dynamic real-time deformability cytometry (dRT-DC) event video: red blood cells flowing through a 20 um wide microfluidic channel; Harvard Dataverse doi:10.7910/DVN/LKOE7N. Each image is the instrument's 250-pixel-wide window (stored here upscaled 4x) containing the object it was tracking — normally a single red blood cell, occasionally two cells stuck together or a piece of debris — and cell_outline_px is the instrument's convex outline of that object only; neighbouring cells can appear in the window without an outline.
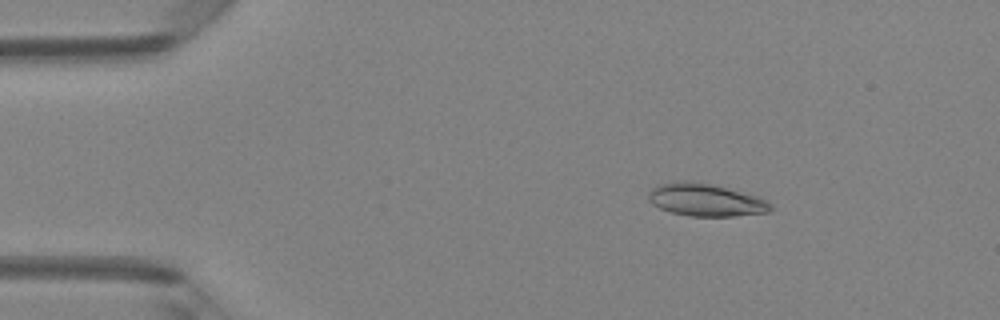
{"species": "Egyptian fruit bat (a non-hibernating species)", "species_latin": "Rousettus aegyptiacus", "temperature_condition": "room temperature", "stored_images_in_passage": 50, "camera_frame_rate_fps": 3000, "um_per_image_px": 0.085, "animal": {"sex": "female"}, "frame": {"image": 1, "passage_image": 8, "time_ms": 2.333, "image_size_px": [1000, 320], "cell_outline_px": [[772, 208], [768, 212], [732, 216], [688, 216], [672, 212], [660, 208], [652, 204], [648, 200], [648, 192], [656, 184], [672, 180], [688, 180], [712, 184], [756, 196], [768, 200], [772, 204]], "centroid_in_image_um": [59.92, 16.97], "position_along_channel_um": 25.1, "area_um2": 23.41}}
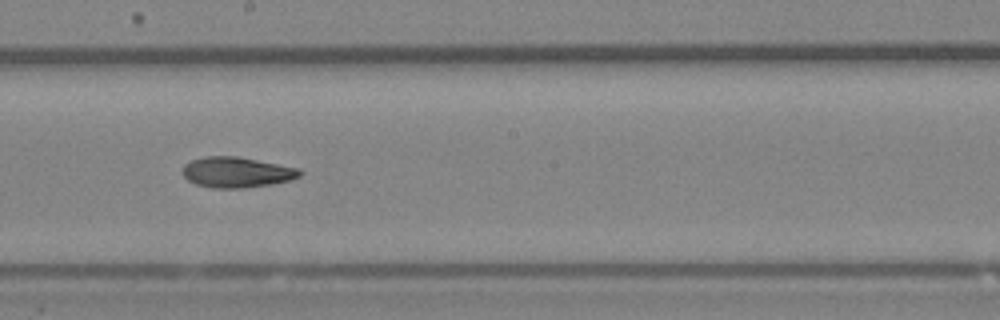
{"frame": {"image": 2, "passage_image": 28, "time_ms": 9.0, "image_size_px": [1000, 320], "cell_outline_px": [[304, 172], [300, 176], [292, 180], [272, 184], [244, 188], [212, 188], [196, 184], [188, 180], [180, 172], [184, 164], [192, 160], [204, 156], [236, 156], [300, 168]], "centroid_in_image_um": [20.12, 14.64], "position_along_channel_um": 228.1, "area_um2": 21.1}}
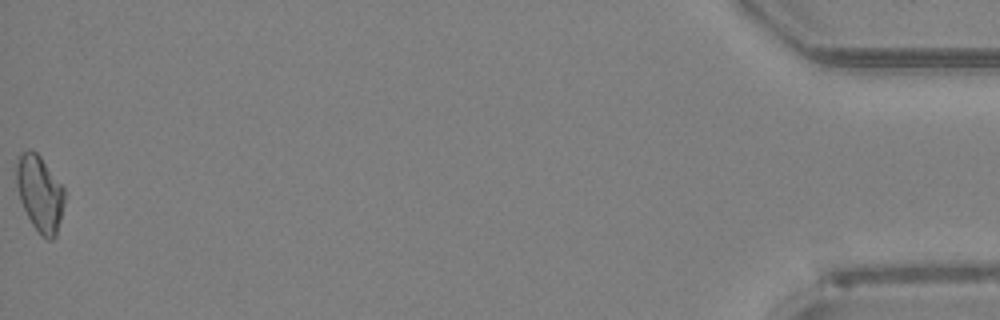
{"frame": {"image": 3, "passage_image": 50, "time_ms": 16.333, "image_size_px": [1000, 320], "cell_outline_px": [[64, 204], [56, 236], [52, 240], [48, 240], [32, 224], [20, 200], [16, 184], [16, 156], [20, 152], [28, 148], [32, 148], [40, 156], [64, 188]], "centroid_in_image_um": [3.36, 16.38], "position_along_channel_um": 431.8, "area_um2": 21.27}, "authors_computed_cell_mechanics": {"area_um2": 21.0681, "velocity_mm_per_s": 4.1267, "shape_relaxation_time_tau1_ms": 5.1645, "shape_relaxation_time_tau2_ms": 5.2602, "deformation_change_tau1": 0.1723, "deformation_change_tau2": 0.1245}}